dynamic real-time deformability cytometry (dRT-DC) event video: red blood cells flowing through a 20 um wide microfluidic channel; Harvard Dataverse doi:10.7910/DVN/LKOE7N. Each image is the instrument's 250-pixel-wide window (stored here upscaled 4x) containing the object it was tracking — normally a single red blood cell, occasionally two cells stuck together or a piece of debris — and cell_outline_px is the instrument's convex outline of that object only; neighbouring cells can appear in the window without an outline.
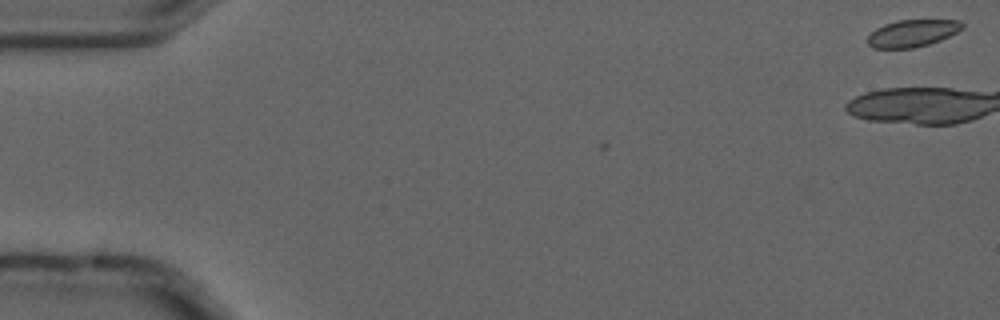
{"species": "common noctule bat (a hibernating species)", "species_latin": "Nyctalus noctula", "temperature_condition": "cold", "stored_images_in_passage": 3, "camera_frame_rate_fps": 3000, "um_per_image_px": 0.085, "animal": {"sex": "male", "forearm_length_mm": 52.5}, "frame": {"image": 1, "passage_image": 1, "time_ms": 0.0, "image_size_px": [1000, 320], "cell_outline_px": [[964, 28], [940, 40], [928, 44], [912, 48], [872, 48], [868, 44], [868, 36], [876, 28], [884, 24], [896, 20], [960, 20], [964, 24]], "centroid_in_image_um": [77.55, 2.81], "position_along_channel_um": 7.5, "area_um2": 14.91}}